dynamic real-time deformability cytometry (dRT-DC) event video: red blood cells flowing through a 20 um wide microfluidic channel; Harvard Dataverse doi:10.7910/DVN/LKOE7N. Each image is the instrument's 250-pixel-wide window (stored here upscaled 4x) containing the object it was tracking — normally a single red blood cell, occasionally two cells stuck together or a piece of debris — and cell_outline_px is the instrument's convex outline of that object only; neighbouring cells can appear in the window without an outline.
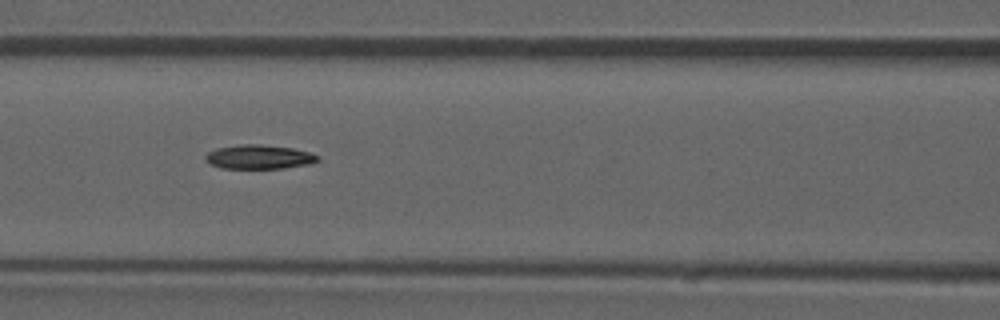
{"species": "common noctule bat (a hibernating species)", "species_latin": "Nyctalus noctula", "temperature_condition": "room temperature", "stored_images_in_passage": 53, "camera_frame_rate_fps": 3000, "um_per_image_px": 0.085, "animal": {"sex": "male", "forearm_length_mm": 52.5}, "frame": {"image": 1, "passage_image": 23, "time_ms": 7.333, "image_size_px": [1000, 320], "cell_outline_px": [[320, 160], [312, 164], [284, 168], [220, 168], [204, 160], [204, 156], [208, 152], [216, 148], [240, 144], [260, 144], [292, 148], [308, 152], [320, 156]], "centroid_in_image_um": [22.03, 13.34], "position_along_channel_um": 144.6, "area_um2": 15.9}}